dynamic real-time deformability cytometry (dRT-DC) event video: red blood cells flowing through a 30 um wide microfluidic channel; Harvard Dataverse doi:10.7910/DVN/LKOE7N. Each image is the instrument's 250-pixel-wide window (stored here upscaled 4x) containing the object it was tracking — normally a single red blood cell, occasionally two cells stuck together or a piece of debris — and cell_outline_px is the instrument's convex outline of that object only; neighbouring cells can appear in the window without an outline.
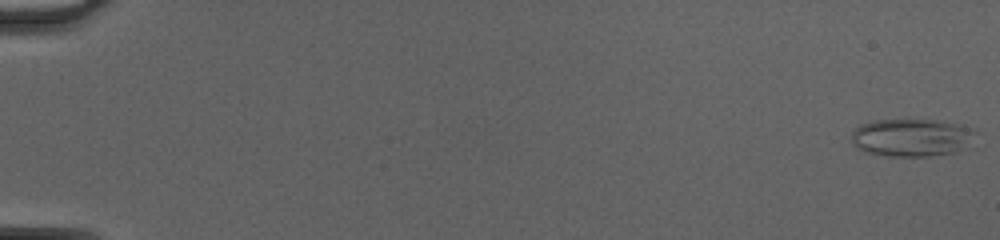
{"species": "common noctule bat (a hibernating species)", "species_latin": "Nyctalus noctula", "temperature_condition": "cold", "stored_images_in_passage": 50, "camera_frame_rate_fps": 3000, "um_per_image_px": 0.085, "animal": {"sex": "female", "body_mass_g": 20.0, "forearm_length_mm": 54.0}, "frame": {"image": 1, "passage_image": 1, "time_ms": 0.0, "image_size_px": [1000, 240], "cell_outline_px": [[976, 132], [968, 148], [956, 152], [932, 156], [884, 156], [864, 152], [856, 148], [852, 144], [852, 132], [860, 124], [876, 120], [944, 120], [976, 128]], "centroid_in_image_um": [77.53, 11.69], "position_along_channel_um": 7.5, "area_um2": 27.92}}
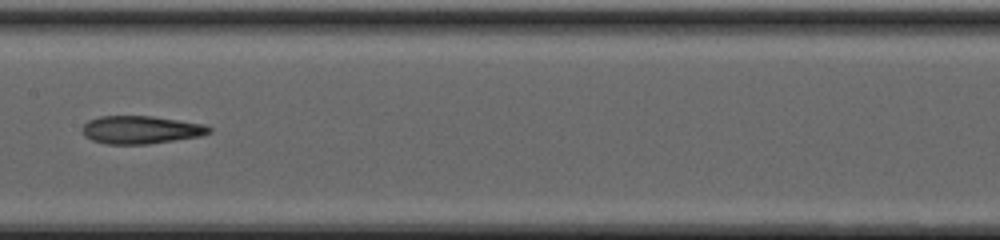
{"frame": {"image": 2, "passage_image": 28, "time_ms": 9.0, "image_size_px": [1000, 240], "cell_outline_px": [[212, 132], [200, 136], [148, 144], [108, 144], [92, 140], [84, 136], [80, 128], [88, 120], [100, 116], [152, 116], [204, 124], [212, 128]], "centroid_in_image_um": [11.95, 11.03], "position_along_channel_um": 195.5, "area_um2": 20.69}}
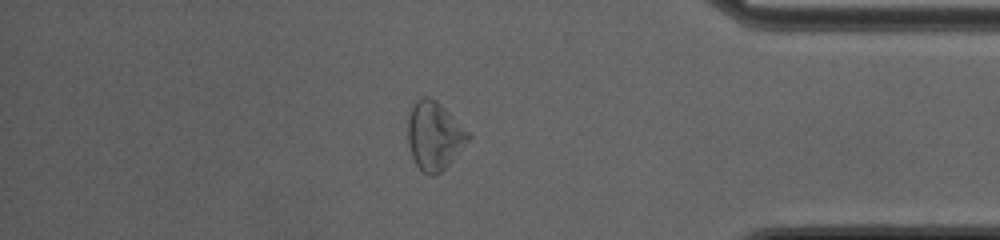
{"frame": {"image": 3, "passage_image": 44, "time_ms": 14.333, "image_size_px": [1000, 240], "cell_outline_px": [[472, 136], [452, 160], [440, 172], [432, 176], [428, 176], [416, 164], [412, 156], [408, 140], [408, 120], [412, 108], [416, 100], [420, 96], [428, 96], [436, 100]], "centroid_in_image_um": [36.9, 11.53], "position_along_channel_um": 398.3, "area_um2": 23.52}, "authors_computed_cell_mechanics": {"area_um2": 22.542, "velocity_mm_per_s": 4.2217, "shape_relaxation_time_tau1_ms": null, "shape_relaxation_time_tau2_ms": 4.5549, "deformation_change_tau1": null, "deformation_change_tau2": 0.1555}}